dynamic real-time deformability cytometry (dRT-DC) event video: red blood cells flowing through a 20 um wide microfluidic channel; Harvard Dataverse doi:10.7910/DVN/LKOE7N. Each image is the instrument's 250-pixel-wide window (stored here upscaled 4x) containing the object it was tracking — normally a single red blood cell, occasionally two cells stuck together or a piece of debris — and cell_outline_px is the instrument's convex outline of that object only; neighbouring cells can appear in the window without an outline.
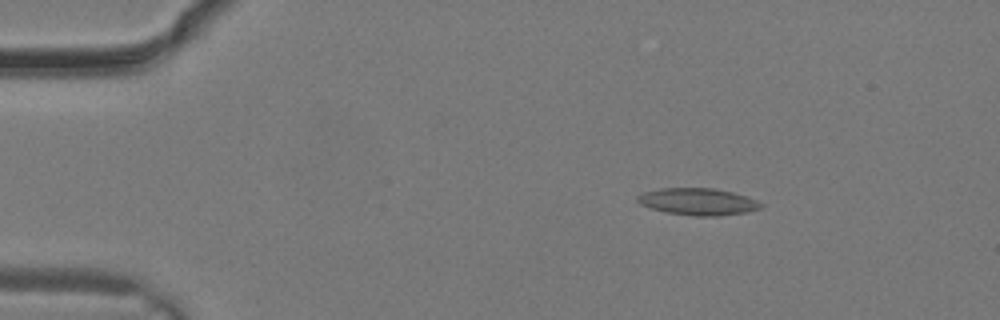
{"species": "common noctule bat (a hibernating species)", "species_latin": "Nyctalus noctula", "temperature_condition": "warm", "stored_images_in_passage": 30, "camera_frame_rate_fps": 3000, "um_per_image_px": 0.085, "animal": {"sex": "male", "body_mass_g": 19.2, "forearm_length_mm": 51.8}, "frame": {"image": 1, "passage_image": 5, "time_ms": 1.333, "image_size_px": [1000, 320], "cell_outline_px": [[764, 204], [760, 208], [748, 212], [720, 216], [696, 216], [668, 212], [652, 208], [640, 204], [636, 200], [636, 196], [644, 192], [660, 188], [716, 188], [732, 192], [756, 200]], "centroid_in_image_um": [59.33, 17.14], "position_along_channel_um": 25.7, "area_um2": 19.31}}
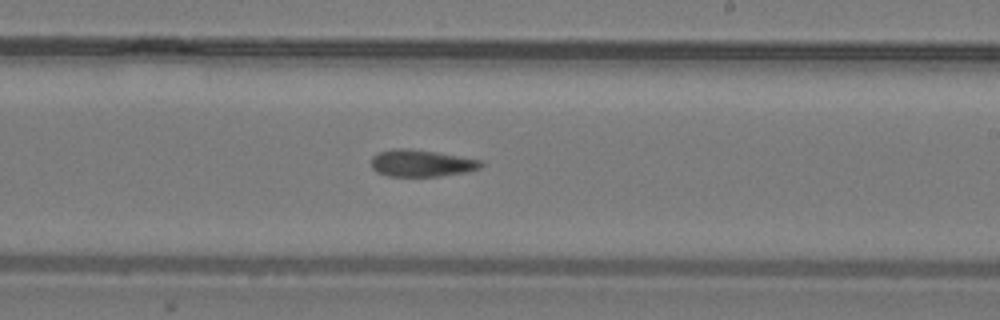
{"frame": {"image": 2, "passage_image": 18, "time_ms": 5.667, "image_size_px": [1000, 320], "cell_outline_px": [[484, 164], [480, 168], [468, 172], [440, 176], [388, 176], [376, 172], [372, 168], [372, 156], [380, 152], [392, 148], [408, 148], [436, 152], [480, 160]], "centroid_in_image_um": [35.81, 13.87], "position_along_channel_um": 253.2, "area_um2": 17.22}}
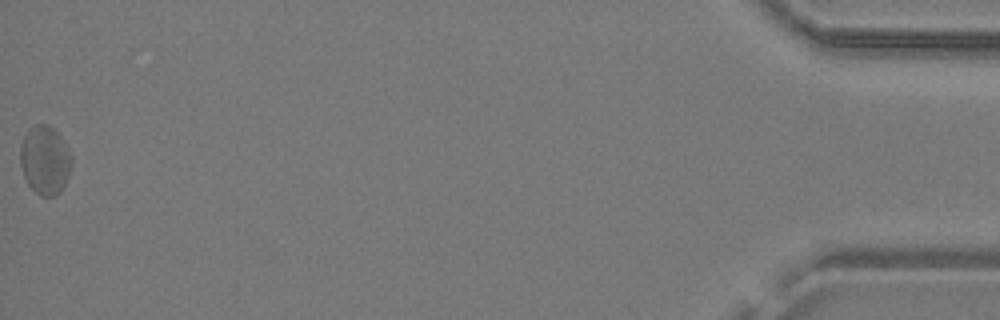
{"frame": {"image": 3, "passage_image": 30, "time_ms": 9.667, "image_size_px": [1000, 320], "cell_outline_px": [[72, 164], [68, 176], [60, 192], [56, 196], [40, 196], [28, 184], [24, 176], [20, 164], [20, 148], [24, 136], [28, 128], [36, 124], [48, 124], [60, 136], [72, 156]], "centroid_in_image_um": [3.81, 13.61], "position_along_channel_um": 431.4, "area_um2": 20.52}}